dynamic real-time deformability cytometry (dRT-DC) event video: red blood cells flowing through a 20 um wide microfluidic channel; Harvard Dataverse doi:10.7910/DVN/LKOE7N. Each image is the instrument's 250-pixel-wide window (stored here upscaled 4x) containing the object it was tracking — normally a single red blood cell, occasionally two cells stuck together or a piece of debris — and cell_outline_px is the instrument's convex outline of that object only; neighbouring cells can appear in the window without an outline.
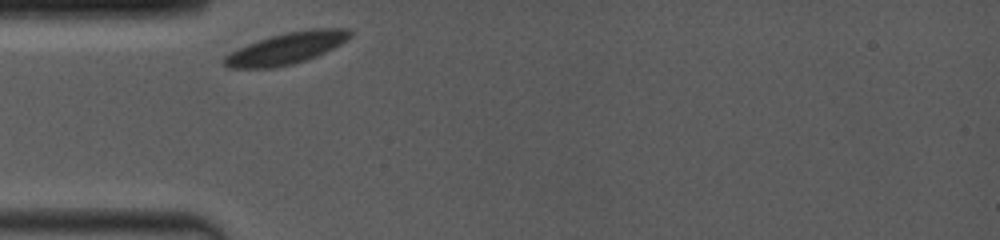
{"species": "common noctule bat (a hibernating species)", "species_latin": "Nyctalus noctula", "temperature_condition": "room temperature", "stored_images_in_passage": 29, "camera_frame_rate_fps": 4000, "um_per_image_px": 0.085, "animal": {"sex": "female", "body_mass_g": 19.0, "forearm_length_mm": 53.3}, "frame": {"image": 1, "passage_image": 1, "time_ms": 0.0, "image_size_px": [1000, 240], "cell_outline_px": [[352, 36], [348, 40], [316, 56], [292, 64], [272, 68], [228, 68], [224, 64], [224, 56], [248, 44], [272, 36], [288, 32], [312, 28], [348, 28], [352, 32]], "centroid_in_image_um": [24.39, 4.1], "position_along_channel_um": 60.6, "area_um2": 22.77}}
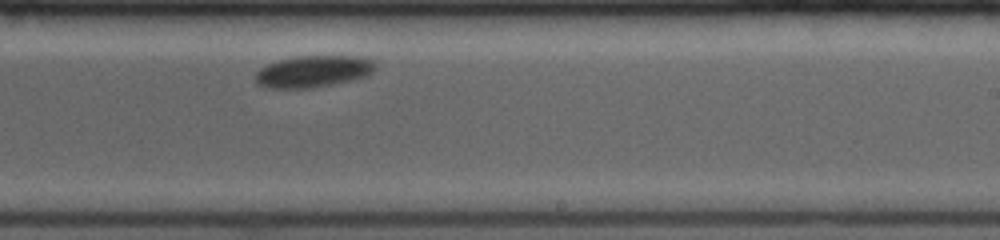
{"frame": {"image": 2, "passage_image": 17, "time_ms": 5.75, "image_size_px": [1000, 240], "cell_outline_px": [[376, 68], [368, 76], [352, 80], [312, 88], [268, 88], [256, 84], [256, 72], [260, 68], [268, 64], [280, 60], [296, 56], [356, 56], [372, 60], [376, 64]], "centroid_in_image_um": [26.63, 6.07], "position_along_channel_um": 262.4, "area_um2": 22.2}}
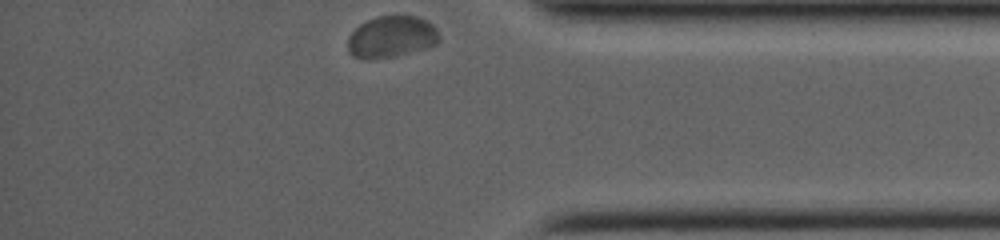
{"frame": {"image": 3, "passage_image": 29, "time_ms": 9.75, "image_size_px": [1000, 240], "cell_outline_px": [[440, 40], [436, 44], [392, 56], [352, 56], [348, 52], [348, 36], [360, 24], [376, 16], [416, 16], [432, 24], [436, 28], [440, 36]], "centroid_in_image_um": [33.28, 3.08], "position_along_channel_um": 401.9, "area_um2": 21.33}, "authors_computed_cell_mechanics": {"area_um2": 22.1952, "velocity_mm_per_s": 3.5716, "shape_relaxation_time_tau1_ms": 2.6384, "shape_relaxation_time_tau2_ms": null, "deformation_change_tau1": 0.0881, "deformation_change_tau2": null}}